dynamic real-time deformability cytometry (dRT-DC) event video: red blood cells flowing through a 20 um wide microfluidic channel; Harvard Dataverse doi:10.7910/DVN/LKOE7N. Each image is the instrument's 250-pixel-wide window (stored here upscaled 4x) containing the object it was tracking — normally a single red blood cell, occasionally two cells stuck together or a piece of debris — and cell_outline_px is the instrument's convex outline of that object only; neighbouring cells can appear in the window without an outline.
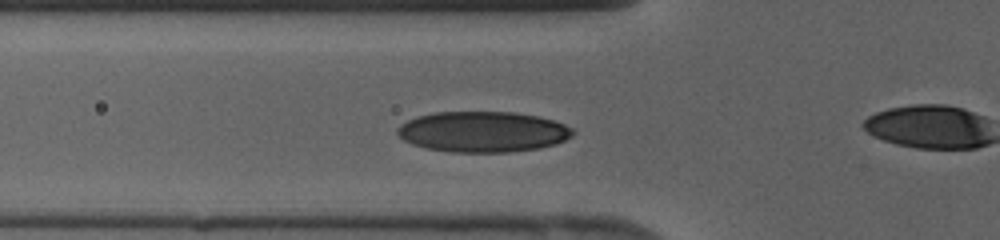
{"species": "human", "species_latin": "Homo sapiens", "temperature_condition": "cold", "stored_images_in_passage": 39, "camera_frame_rate_fps": 3000, "um_per_image_px": 0.085, "donor": {"sex": "female"}, "frame": {"image": 1, "passage_image": 11, "time_ms": 3.333, "image_size_px": [1000, 240], "cell_outline_px": [[576, 132], [572, 136], [556, 144], [540, 148], [508, 152], [452, 152], [424, 148], [412, 144], [404, 140], [396, 132], [396, 128], [400, 124], [416, 116], [436, 112], [512, 112], [540, 116], [564, 124], [572, 128]], "centroid_in_image_um": [41.04, 11.2], "position_along_channel_um": 84.8, "area_um2": 41.79}}
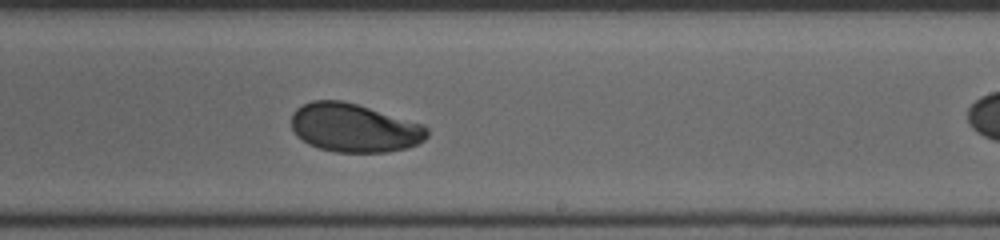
{"frame": {"image": 2, "passage_image": 22, "time_ms": 7.0, "image_size_px": [1000, 240], "cell_outline_px": [[428, 136], [424, 140], [408, 148], [388, 152], [336, 152], [320, 148], [308, 144], [296, 136], [292, 128], [292, 112], [296, 108], [312, 100], [340, 100], [356, 104], [424, 124], [428, 128]], "centroid_in_image_um": [30.11, 10.87], "position_along_channel_um": 258.9, "area_um2": 38.49}}
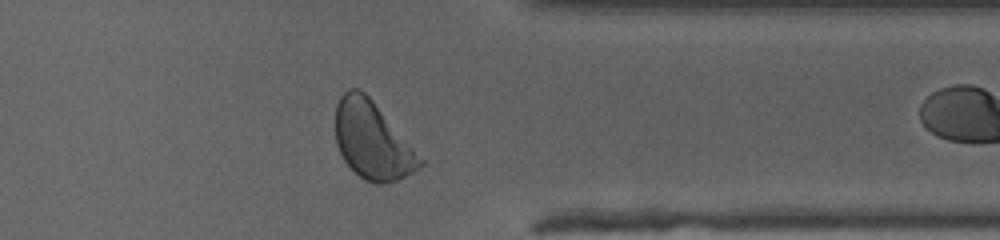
{"frame": {"image": 3, "passage_image": 30, "time_ms": 9.667, "image_size_px": [1000, 240], "cell_outline_px": [[424, 164], [420, 168], [396, 180], [384, 184], [376, 184], [364, 180], [344, 160], [336, 144], [336, 104], [340, 96], [348, 88], [360, 88], [372, 100], [424, 160]], "centroid_in_image_um": [31.64, 11.94], "position_along_channel_um": 379.8, "area_um2": 37.69}}